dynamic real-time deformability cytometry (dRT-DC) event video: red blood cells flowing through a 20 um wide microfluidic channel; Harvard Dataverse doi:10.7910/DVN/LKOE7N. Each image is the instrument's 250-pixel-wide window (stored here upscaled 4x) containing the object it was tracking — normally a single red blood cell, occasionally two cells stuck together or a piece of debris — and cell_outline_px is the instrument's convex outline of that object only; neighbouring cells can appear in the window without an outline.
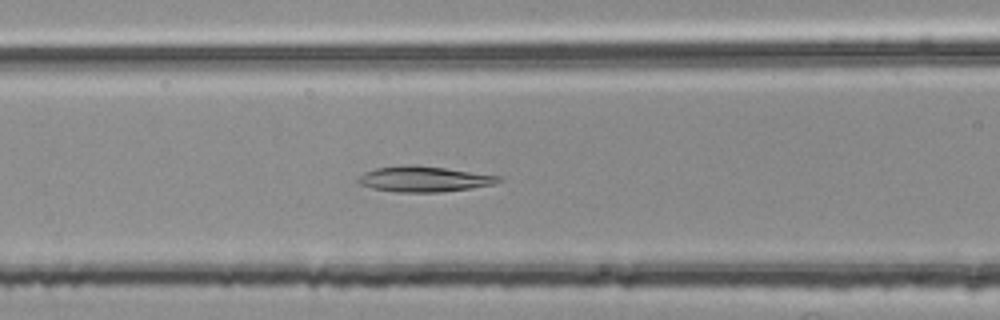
{"species": "common noctule bat (a hibernating species)", "species_latin": "Nyctalus noctula", "temperature_condition": "room temperature", "stored_images_in_passage": 42, "camera_frame_rate_fps": 3000, "um_per_image_px": 0.085, "animal": {"sex": "female", "body_mass_g": 25.1}, "frame": {"image": 1, "passage_image": 12, "time_ms": 3.667, "image_size_px": [1000, 320], "cell_outline_px": [[504, 180], [496, 184], [472, 188], [440, 192], [396, 192], [372, 188], [360, 184], [356, 180], [364, 172], [376, 168], [404, 164], [416, 164], [504, 176]], "centroid_in_image_um": [36.1, 15.21], "position_along_channel_um": 130.5, "area_um2": 21.27}}
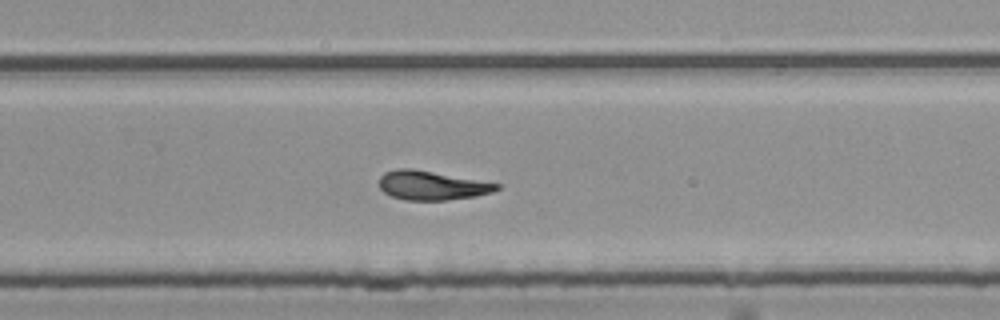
{"frame": {"image": 2, "passage_image": 25, "time_ms": 8.0, "image_size_px": [1000, 320], "cell_outline_px": [[500, 188], [492, 192], [476, 196], [444, 200], [404, 200], [392, 196], [384, 192], [380, 188], [380, 176], [384, 172], [396, 168], [408, 168], [432, 172], [500, 184]], "centroid_in_image_um": [36.67, 15.76], "position_along_channel_um": 293.1, "area_um2": 19.59}}
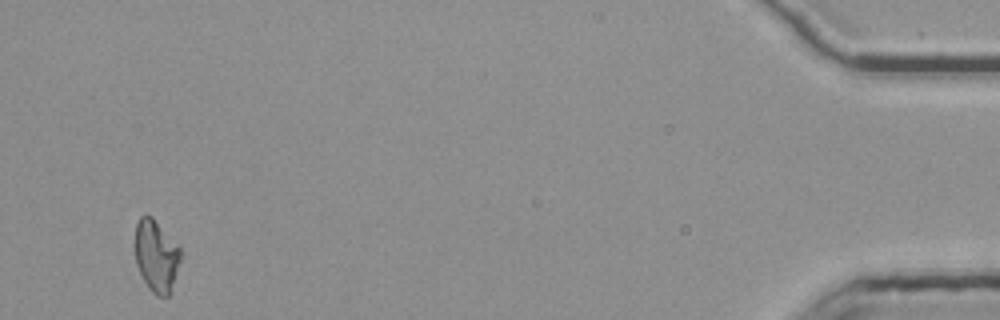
{"frame": {"image": 3, "passage_image": 42, "time_ms": 13.667, "image_size_px": [1000, 320], "cell_outline_px": [[180, 260], [172, 292], [168, 296], [156, 296], [148, 288], [136, 264], [136, 224], [140, 216], [152, 216], [180, 248]], "centroid_in_image_um": [13.3, 21.79], "position_along_channel_um": 421.9, "area_um2": 18.9}, "authors_computed_cell_mechanics": {"area_um2": 19.8832, "velocity_mm_per_s": 3.762, "shape_relaxation_time_tau1_ms": null, "shape_relaxation_time_tau2_ms": 8.0565, "deformation_change_tau1": null, "deformation_change_tau2": 0.1571}}